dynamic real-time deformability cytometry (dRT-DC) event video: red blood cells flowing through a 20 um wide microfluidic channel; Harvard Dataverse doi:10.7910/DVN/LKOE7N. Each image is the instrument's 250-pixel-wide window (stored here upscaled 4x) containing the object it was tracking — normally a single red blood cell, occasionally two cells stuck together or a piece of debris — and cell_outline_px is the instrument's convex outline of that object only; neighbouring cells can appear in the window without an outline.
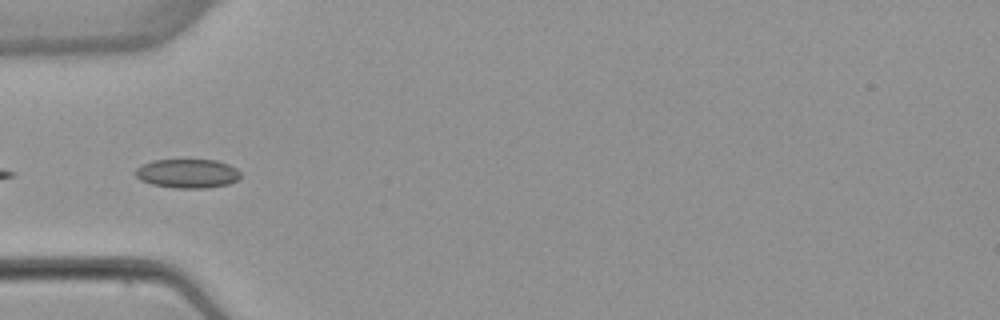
{"species": "common noctule bat (a hibernating species)", "species_latin": "Nyctalus noctula", "temperature_condition": "warm", "stored_images_in_passage": 4, "camera_frame_rate_fps": 3000, "um_per_image_px": 0.085, "animal": {"sex": "female", "body_mass_g": 22.7, "forearm_length_mm": 54.2}, "frame": {"image": 1, "passage_image": 4, "time_ms": 4.333, "image_size_px": [1000, 320], "cell_outline_px": [[240, 176], [236, 180], [228, 184], [208, 188], [176, 188], [152, 184], [140, 180], [136, 176], [136, 168], [140, 164], [152, 160], [216, 160], [228, 164], [236, 168], [240, 172]], "centroid_in_image_um": [15.92, 14.74], "position_along_channel_um": 69.1, "area_um2": 17.8}}